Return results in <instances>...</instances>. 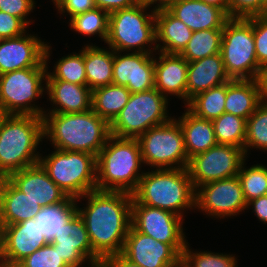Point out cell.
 I'll return each instance as SVG.
<instances>
[{
    "label": "cell",
    "instance_id": "1",
    "mask_svg": "<svg viewBox=\"0 0 267 267\" xmlns=\"http://www.w3.org/2000/svg\"><path fill=\"white\" fill-rule=\"evenodd\" d=\"M81 197L88 204L83 210L77 206V213L87 228L92 250L103 261L121 253L131 227L132 194L95 189Z\"/></svg>",
    "mask_w": 267,
    "mask_h": 267
},
{
    "label": "cell",
    "instance_id": "2",
    "mask_svg": "<svg viewBox=\"0 0 267 267\" xmlns=\"http://www.w3.org/2000/svg\"><path fill=\"white\" fill-rule=\"evenodd\" d=\"M49 116H48V115ZM43 114V135L55 149L97 155L111 136L110 124L92 109L82 113Z\"/></svg>",
    "mask_w": 267,
    "mask_h": 267
},
{
    "label": "cell",
    "instance_id": "3",
    "mask_svg": "<svg viewBox=\"0 0 267 267\" xmlns=\"http://www.w3.org/2000/svg\"><path fill=\"white\" fill-rule=\"evenodd\" d=\"M137 138L110 136L96 157V189L132 194L143 176Z\"/></svg>",
    "mask_w": 267,
    "mask_h": 267
},
{
    "label": "cell",
    "instance_id": "4",
    "mask_svg": "<svg viewBox=\"0 0 267 267\" xmlns=\"http://www.w3.org/2000/svg\"><path fill=\"white\" fill-rule=\"evenodd\" d=\"M43 137L42 117L4 115L0 121V178L38 164L40 155L35 152Z\"/></svg>",
    "mask_w": 267,
    "mask_h": 267
},
{
    "label": "cell",
    "instance_id": "5",
    "mask_svg": "<svg viewBox=\"0 0 267 267\" xmlns=\"http://www.w3.org/2000/svg\"><path fill=\"white\" fill-rule=\"evenodd\" d=\"M132 198L183 218L181 210L195 206V189L187 168L156 169L143 173Z\"/></svg>",
    "mask_w": 267,
    "mask_h": 267
},
{
    "label": "cell",
    "instance_id": "6",
    "mask_svg": "<svg viewBox=\"0 0 267 267\" xmlns=\"http://www.w3.org/2000/svg\"><path fill=\"white\" fill-rule=\"evenodd\" d=\"M39 158L50 179L69 197L81 196L96 189V156L84 152L55 149Z\"/></svg>",
    "mask_w": 267,
    "mask_h": 267
},
{
    "label": "cell",
    "instance_id": "7",
    "mask_svg": "<svg viewBox=\"0 0 267 267\" xmlns=\"http://www.w3.org/2000/svg\"><path fill=\"white\" fill-rule=\"evenodd\" d=\"M220 53L230 79L259 80L263 69L256 58L253 17L230 18L225 23Z\"/></svg>",
    "mask_w": 267,
    "mask_h": 267
},
{
    "label": "cell",
    "instance_id": "8",
    "mask_svg": "<svg viewBox=\"0 0 267 267\" xmlns=\"http://www.w3.org/2000/svg\"><path fill=\"white\" fill-rule=\"evenodd\" d=\"M147 7L149 5L137 3L130 8L109 13L108 37L105 42L109 49L120 53L133 48L134 52L151 54L152 50L144 49V45L156 43V6L151 14L145 15Z\"/></svg>",
    "mask_w": 267,
    "mask_h": 267
},
{
    "label": "cell",
    "instance_id": "9",
    "mask_svg": "<svg viewBox=\"0 0 267 267\" xmlns=\"http://www.w3.org/2000/svg\"><path fill=\"white\" fill-rule=\"evenodd\" d=\"M167 104V97L155 88L131 93L127 104L110 124L111 135L119 138H138L151 127L170 121L172 118L167 116Z\"/></svg>",
    "mask_w": 267,
    "mask_h": 267
},
{
    "label": "cell",
    "instance_id": "10",
    "mask_svg": "<svg viewBox=\"0 0 267 267\" xmlns=\"http://www.w3.org/2000/svg\"><path fill=\"white\" fill-rule=\"evenodd\" d=\"M47 68L37 66L0 75V107L5 115L43 116L46 111L31 102L43 94Z\"/></svg>",
    "mask_w": 267,
    "mask_h": 267
},
{
    "label": "cell",
    "instance_id": "11",
    "mask_svg": "<svg viewBox=\"0 0 267 267\" xmlns=\"http://www.w3.org/2000/svg\"><path fill=\"white\" fill-rule=\"evenodd\" d=\"M137 139L143 163L151 167L156 166V169L188 167L189 159L185 151L184 136L176 119L151 127Z\"/></svg>",
    "mask_w": 267,
    "mask_h": 267
},
{
    "label": "cell",
    "instance_id": "12",
    "mask_svg": "<svg viewBox=\"0 0 267 267\" xmlns=\"http://www.w3.org/2000/svg\"><path fill=\"white\" fill-rule=\"evenodd\" d=\"M245 157L242 148L223 144L195 155L187 167L194 189L208 182L236 176Z\"/></svg>",
    "mask_w": 267,
    "mask_h": 267
},
{
    "label": "cell",
    "instance_id": "13",
    "mask_svg": "<svg viewBox=\"0 0 267 267\" xmlns=\"http://www.w3.org/2000/svg\"><path fill=\"white\" fill-rule=\"evenodd\" d=\"M183 218L167 210L139 204H131V225L153 239L170 244L181 256L186 240L182 226Z\"/></svg>",
    "mask_w": 267,
    "mask_h": 267
},
{
    "label": "cell",
    "instance_id": "14",
    "mask_svg": "<svg viewBox=\"0 0 267 267\" xmlns=\"http://www.w3.org/2000/svg\"><path fill=\"white\" fill-rule=\"evenodd\" d=\"M199 187L195 189L194 208L197 207L213 217H230L247 209V201L237 175Z\"/></svg>",
    "mask_w": 267,
    "mask_h": 267
},
{
    "label": "cell",
    "instance_id": "15",
    "mask_svg": "<svg viewBox=\"0 0 267 267\" xmlns=\"http://www.w3.org/2000/svg\"><path fill=\"white\" fill-rule=\"evenodd\" d=\"M48 242L35 218L0 226V267H16Z\"/></svg>",
    "mask_w": 267,
    "mask_h": 267
},
{
    "label": "cell",
    "instance_id": "16",
    "mask_svg": "<svg viewBox=\"0 0 267 267\" xmlns=\"http://www.w3.org/2000/svg\"><path fill=\"white\" fill-rule=\"evenodd\" d=\"M50 244L69 267H80L88 259L91 267L102 266L103 260L92 250L87 228L78 213L62 225Z\"/></svg>",
    "mask_w": 267,
    "mask_h": 267
},
{
    "label": "cell",
    "instance_id": "17",
    "mask_svg": "<svg viewBox=\"0 0 267 267\" xmlns=\"http://www.w3.org/2000/svg\"><path fill=\"white\" fill-rule=\"evenodd\" d=\"M121 254L141 267H176L182 256L170 245L137 231L132 225Z\"/></svg>",
    "mask_w": 267,
    "mask_h": 267
},
{
    "label": "cell",
    "instance_id": "18",
    "mask_svg": "<svg viewBox=\"0 0 267 267\" xmlns=\"http://www.w3.org/2000/svg\"><path fill=\"white\" fill-rule=\"evenodd\" d=\"M50 46L37 36L21 35L0 43V75L37 66H47Z\"/></svg>",
    "mask_w": 267,
    "mask_h": 267
},
{
    "label": "cell",
    "instance_id": "19",
    "mask_svg": "<svg viewBox=\"0 0 267 267\" xmlns=\"http://www.w3.org/2000/svg\"><path fill=\"white\" fill-rule=\"evenodd\" d=\"M113 84L125 86L130 93L155 88L154 58L150 53L122 55L114 51Z\"/></svg>",
    "mask_w": 267,
    "mask_h": 267
},
{
    "label": "cell",
    "instance_id": "20",
    "mask_svg": "<svg viewBox=\"0 0 267 267\" xmlns=\"http://www.w3.org/2000/svg\"><path fill=\"white\" fill-rule=\"evenodd\" d=\"M27 197L42 207L65 202L69 197L50 179L38 163L15 171L7 177Z\"/></svg>",
    "mask_w": 267,
    "mask_h": 267
},
{
    "label": "cell",
    "instance_id": "21",
    "mask_svg": "<svg viewBox=\"0 0 267 267\" xmlns=\"http://www.w3.org/2000/svg\"><path fill=\"white\" fill-rule=\"evenodd\" d=\"M165 8L193 32L223 29L230 17L220 8L202 0H173Z\"/></svg>",
    "mask_w": 267,
    "mask_h": 267
},
{
    "label": "cell",
    "instance_id": "22",
    "mask_svg": "<svg viewBox=\"0 0 267 267\" xmlns=\"http://www.w3.org/2000/svg\"><path fill=\"white\" fill-rule=\"evenodd\" d=\"M159 60L154 58L155 89L163 96H179L186 102L188 62L180 54L160 52Z\"/></svg>",
    "mask_w": 267,
    "mask_h": 267
},
{
    "label": "cell",
    "instance_id": "23",
    "mask_svg": "<svg viewBox=\"0 0 267 267\" xmlns=\"http://www.w3.org/2000/svg\"><path fill=\"white\" fill-rule=\"evenodd\" d=\"M221 53L188 62L186 102L200 92L230 81Z\"/></svg>",
    "mask_w": 267,
    "mask_h": 267
},
{
    "label": "cell",
    "instance_id": "24",
    "mask_svg": "<svg viewBox=\"0 0 267 267\" xmlns=\"http://www.w3.org/2000/svg\"><path fill=\"white\" fill-rule=\"evenodd\" d=\"M42 206L27 197L7 177L0 178V226L36 217Z\"/></svg>",
    "mask_w": 267,
    "mask_h": 267
},
{
    "label": "cell",
    "instance_id": "25",
    "mask_svg": "<svg viewBox=\"0 0 267 267\" xmlns=\"http://www.w3.org/2000/svg\"><path fill=\"white\" fill-rule=\"evenodd\" d=\"M45 89L49 99L57 106L50 113H82L91 109L92 90L87 85L46 80Z\"/></svg>",
    "mask_w": 267,
    "mask_h": 267
},
{
    "label": "cell",
    "instance_id": "26",
    "mask_svg": "<svg viewBox=\"0 0 267 267\" xmlns=\"http://www.w3.org/2000/svg\"><path fill=\"white\" fill-rule=\"evenodd\" d=\"M262 102L258 79H242L227 82L225 112L248 119Z\"/></svg>",
    "mask_w": 267,
    "mask_h": 267
},
{
    "label": "cell",
    "instance_id": "27",
    "mask_svg": "<svg viewBox=\"0 0 267 267\" xmlns=\"http://www.w3.org/2000/svg\"><path fill=\"white\" fill-rule=\"evenodd\" d=\"M156 42H163L160 52L180 54L191 39L193 31L173 16L165 7H156Z\"/></svg>",
    "mask_w": 267,
    "mask_h": 267
},
{
    "label": "cell",
    "instance_id": "28",
    "mask_svg": "<svg viewBox=\"0 0 267 267\" xmlns=\"http://www.w3.org/2000/svg\"><path fill=\"white\" fill-rule=\"evenodd\" d=\"M177 121L184 136V146L188 159L217 145L211 120L202 119L186 109Z\"/></svg>",
    "mask_w": 267,
    "mask_h": 267
},
{
    "label": "cell",
    "instance_id": "29",
    "mask_svg": "<svg viewBox=\"0 0 267 267\" xmlns=\"http://www.w3.org/2000/svg\"><path fill=\"white\" fill-rule=\"evenodd\" d=\"M83 59L86 69V85L95 88L113 83L114 50L87 45L83 48Z\"/></svg>",
    "mask_w": 267,
    "mask_h": 267
},
{
    "label": "cell",
    "instance_id": "30",
    "mask_svg": "<svg viewBox=\"0 0 267 267\" xmlns=\"http://www.w3.org/2000/svg\"><path fill=\"white\" fill-rule=\"evenodd\" d=\"M130 91L121 85L109 84L92 90L91 109L111 124L129 101Z\"/></svg>",
    "mask_w": 267,
    "mask_h": 267
},
{
    "label": "cell",
    "instance_id": "31",
    "mask_svg": "<svg viewBox=\"0 0 267 267\" xmlns=\"http://www.w3.org/2000/svg\"><path fill=\"white\" fill-rule=\"evenodd\" d=\"M77 199L68 198L65 202L56 205L42 207L36 214L35 220L39 221V227L48 243H51L56 233L62 229L77 213Z\"/></svg>",
    "mask_w": 267,
    "mask_h": 267
},
{
    "label": "cell",
    "instance_id": "32",
    "mask_svg": "<svg viewBox=\"0 0 267 267\" xmlns=\"http://www.w3.org/2000/svg\"><path fill=\"white\" fill-rule=\"evenodd\" d=\"M227 82L192 97L187 109L202 119L214 120L225 112Z\"/></svg>",
    "mask_w": 267,
    "mask_h": 267
},
{
    "label": "cell",
    "instance_id": "33",
    "mask_svg": "<svg viewBox=\"0 0 267 267\" xmlns=\"http://www.w3.org/2000/svg\"><path fill=\"white\" fill-rule=\"evenodd\" d=\"M222 35L223 29L194 31L187 46L180 55L187 62H193L214 54H219L221 51Z\"/></svg>",
    "mask_w": 267,
    "mask_h": 267
},
{
    "label": "cell",
    "instance_id": "34",
    "mask_svg": "<svg viewBox=\"0 0 267 267\" xmlns=\"http://www.w3.org/2000/svg\"><path fill=\"white\" fill-rule=\"evenodd\" d=\"M215 137L218 144L231 145L244 150L247 120L224 112L212 120Z\"/></svg>",
    "mask_w": 267,
    "mask_h": 267
},
{
    "label": "cell",
    "instance_id": "35",
    "mask_svg": "<svg viewBox=\"0 0 267 267\" xmlns=\"http://www.w3.org/2000/svg\"><path fill=\"white\" fill-rule=\"evenodd\" d=\"M70 27L84 35L99 34L106 42L108 37L109 13L98 7L70 18Z\"/></svg>",
    "mask_w": 267,
    "mask_h": 267
},
{
    "label": "cell",
    "instance_id": "36",
    "mask_svg": "<svg viewBox=\"0 0 267 267\" xmlns=\"http://www.w3.org/2000/svg\"><path fill=\"white\" fill-rule=\"evenodd\" d=\"M45 80H62L69 83L86 85V69L83 50L62 57L55 65L53 73L47 72Z\"/></svg>",
    "mask_w": 267,
    "mask_h": 267
},
{
    "label": "cell",
    "instance_id": "37",
    "mask_svg": "<svg viewBox=\"0 0 267 267\" xmlns=\"http://www.w3.org/2000/svg\"><path fill=\"white\" fill-rule=\"evenodd\" d=\"M249 147L267 150V103L263 101L247 119L244 142L245 155Z\"/></svg>",
    "mask_w": 267,
    "mask_h": 267
},
{
    "label": "cell",
    "instance_id": "38",
    "mask_svg": "<svg viewBox=\"0 0 267 267\" xmlns=\"http://www.w3.org/2000/svg\"><path fill=\"white\" fill-rule=\"evenodd\" d=\"M241 164L237 177L241 183L247 203L260 196L267 195V168L263 165H254L248 169Z\"/></svg>",
    "mask_w": 267,
    "mask_h": 267
},
{
    "label": "cell",
    "instance_id": "39",
    "mask_svg": "<svg viewBox=\"0 0 267 267\" xmlns=\"http://www.w3.org/2000/svg\"><path fill=\"white\" fill-rule=\"evenodd\" d=\"M181 262L186 267H237L235 257L232 255L212 253V252H197L193 253L185 245Z\"/></svg>",
    "mask_w": 267,
    "mask_h": 267
},
{
    "label": "cell",
    "instance_id": "40",
    "mask_svg": "<svg viewBox=\"0 0 267 267\" xmlns=\"http://www.w3.org/2000/svg\"><path fill=\"white\" fill-rule=\"evenodd\" d=\"M16 267H69L55 248L48 243L23 259Z\"/></svg>",
    "mask_w": 267,
    "mask_h": 267
},
{
    "label": "cell",
    "instance_id": "41",
    "mask_svg": "<svg viewBox=\"0 0 267 267\" xmlns=\"http://www.w3.org/2000/svg\"><path fill=\"white\" fill-rule=\"evenodd\" d=\"M253 37L258 65L267 67V14L253 16Z\"/></svg>",
    "mask_w": 267,
    "mask_h": 267
},
{
    "label": "cell",
    "instance_id": "42",
    "mask_svg": "<svg viewBox=\"0 0 267 267\" xmlns=\"http://www.w3.org/2000/svg\"><path fill=\"white\" fill-rule=\"evenodd\" d=\"M230 18L266 15L267 6L261 0H228Z\"/></svg>",
    "mask_w": 267,
    "mask_h": 267
},
{
    "label": "cell",
    "instance_id": "43",
    "mask_svg": "<svg viewBox=\"0 0 267 267\" xmlns=\"http://www.w3.org/2000/svg\"><path fill=\"white\" fill-rule=\"evenodd\" d=\"M26 28L27 25L20 18L0 11V35L3 39L21 36Z\"/></svg>",
    "mask_w": 267,
    "mask_h": 267
},
{
    "label": "cell",
    "instance_id": "44",
    "mask_svg": "<svg viewBox=\"0 0 267 267\" xmlns=\"http://www.w3.org/2000/svg\"><path fill=\"white\" fill-rule=\"evenodd\" d=\"M34 0H0V11L20 18L27 26L25 17L34 9Z\"/></svg>",
    "mask_w": 267,
    "mask_h": 267
},
{
    "label": "cell",
    "instance_id": "45",
    "mask_svg": "<svg viewBox=\"0 0 267 267\" xmlns=\"http://www.w3.org/2000/svg\"><path fill=\"white\" fill-rule=\"evenodd\" d=\"M59 13H69L70 18L96 8L95 0H52ZM66 10V11H65Z\"/></svg>",
    "mask_w": 267,
    "mask_h": 267
},
{
    "label": "cell",
    "instance_id": "46",
    "mask_svg": "<svg viewBox=\"0 0 267 267\" xmlns=\"http://www.w3.org/2000/svg\"><path fill=\"white\" fill-rule=\"evenodd\" d=\"M96 6L108 13L119 9L130 8L136 5L138 0H95Z\"/></svg>",
    "mask_w": 267,
    "mask_h": 267
},
{
    "label": "cell",
    "instance_id": "47",
    "mask_svg": "<svg viewBox=\"0 0 267 267\" xmlns=\"http://www.w3.org/2000/svg\"><path fill=\"white\" fill-rule=\"evenodd\" d=\"M252 205L254 212L256 213L258 219L264 223H267V195L260 196L253 199L247 203V208Z\"/></svg>",
    "mask_w": 267,
    "mask_h": 267
},
{
    "label": "cell",
    "instance_id": "48",
    "mask_svg": "<svg viewBox=\"0 0 267 267\" xmlns=\"http://www.w3.org/2000/svg\"><path fill=\"white\" fill-rule=\"evenodd\" d=\"M101 267H141L125 258L121 253L107 257Z\"/></svg>",
    "mask_w": 267,
    "mask_h": 267
},
{
    "label": "cell",
    "instance_id": "49",
    "mask_svg": "<svg viewBox=\"0 0 267 267\" xmlns=\"http://www.w3.org/2000/svg\"><path fill=\"white\" fill-rule=\"evenodd\" d=\"M262 101L267 103V67L261 72L260 78Z\"/></svg>",
    "mask_w": 267,
    "mask_h": 267
},
{
    "label": "cell",
    "instance_id": "50",
    "mask_svg": "<svg viewBox=\"0 0 267 267\" xmlns=\"http://www.w3.org/2000/svg\"><path fill=\"white\" fill-rule=\"evenodd\" d=\"M203 2L216 6L222 9L229 16V1L228 0H202Z\"/></svg>",
    "mask_w": 267,
    "mask_h": 267
},
{
    "label": "cell",
    "instance_id": "51",
    "mask_svg": "<svg viewBox=\"0 0 267 267\" xmlns=\"http://www.w3.org/2000/svg\"><path fill=\"white\" fill-rule=\"evenodd\" d=\"M157 1L159 3V4H157L158 5L157 8L165 7L168 4V0H138L139 3L146 4L149 6L154 4V3H157Z\"/></svg>",
    "mask_w": 267,
    "mask_h": 267
},
{
    "label": "cell",
    "instance_id": "52",
    "mask_svg": "<svg viewBox=\"0 0 267 267\" xmlns=\"http://www.w3.org/2000/svg\"><path fill=\"white\" fill-rule=\"evenodd\" d=\"M4 113H3V110L2 108L0 107V121L2 120V118L4 117Z\"/></svg>",
    "mask_w": 267,
    "mask_h": 267
},
{
    "label": "cell",
    "instance_id": "53",
    "mask_svg": "<svg viewBox=\"0 0 267 267\" xmlns=\"http://www.w3.org/2000/svg\"><path fill=\"white\" fill-rule=\"evenodd\" d=\"M176 267H186L182 262Z\"/></svg>",
    "mask_w": 267,
    "mask_h": 267
},
{
    "label": "cell",
    "instance_id": "54",
    "mask_svg": "<svg viewBox=\"0 0 267 267\" xmlns=\"http://www.w3.org/2000/svg\"><path fill=\"white\" fill-rule=\"evenodd\" d=\"M267 6V0H261Z\"/></svg>",
    "mask_w": 267,
    "mask_h": 267
}]
</instances>
